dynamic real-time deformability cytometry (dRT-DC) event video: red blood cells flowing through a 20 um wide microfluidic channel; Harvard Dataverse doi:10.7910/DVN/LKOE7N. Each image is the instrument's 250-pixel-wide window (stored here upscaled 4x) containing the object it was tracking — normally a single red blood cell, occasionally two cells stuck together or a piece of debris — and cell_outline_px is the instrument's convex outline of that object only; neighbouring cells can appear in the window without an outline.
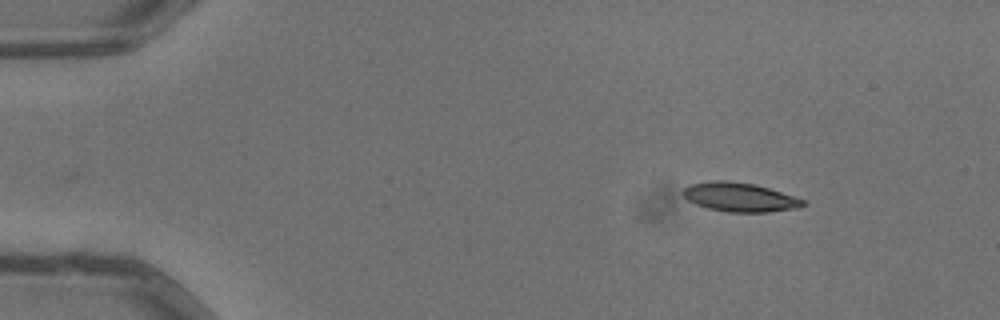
{"species": "common noctule bat (a hibernating species)", "species_latin": "Nyctalus noctula", "temperature_condition": "warm", "stored_images_in_passage": 3, "camera_frame_rate_fps": 3000, "um_per_image_px": 0.085, "animal": {"sex": "male", "body_mass_g": 13.3}, "frame": {"image": 1, "passage_image": 3, "time_ms": 0.667, "image_size_px": [1000, 320], "cell_outline_px": [[808, 204], [796, 208], [768, 212], [728, 212], [708, 208], [696, 204], [688, 200], [680, 192], [688, 184], [712, 180], [728, 180], [756, 184], [804, 200]], "centroid_in_image_um": [62.83, 16.75], "position_along_channel_um": 22.2, "area_um2": 20.35}}